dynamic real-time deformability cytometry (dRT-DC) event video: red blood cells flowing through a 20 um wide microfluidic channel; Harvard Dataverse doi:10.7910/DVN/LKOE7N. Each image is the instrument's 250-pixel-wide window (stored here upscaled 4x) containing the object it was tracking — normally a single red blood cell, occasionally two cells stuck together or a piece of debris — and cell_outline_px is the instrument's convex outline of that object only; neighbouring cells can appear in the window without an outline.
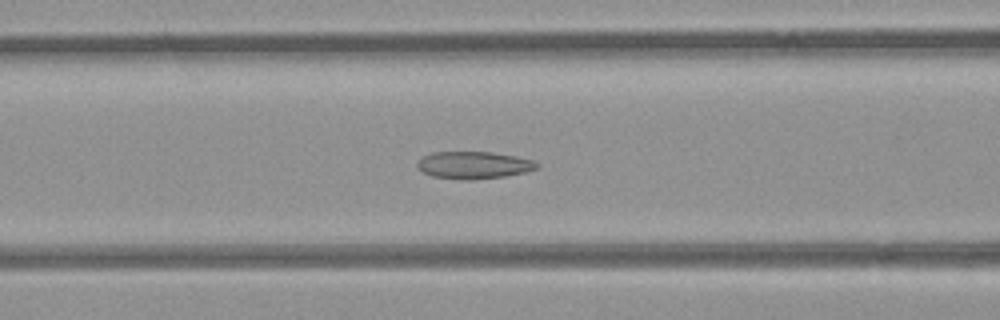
{"species": "common noctule bat (a hibernating species)", "species_latin": "Nyctalus noctula", "temperature_condition": "room temperature", "stored_images_in_passage": 40, "camera_frame_rate_fps": 3000, "um_per_image_px": 0.085, "animal": {"sex": "female", "body_mass_g": 21.9}, "frame": {"image": 1, "passage_image": 9, "time_ms": 2.667, "image_size_px": [1000, 320], "cell_outline_px": [[540, 164], [536, 168], [524, 172], [504, 176], [472, 180], [460, 180], [432, 176], [416, 168], [416, 164], [424, 156], [432, 152], [492, 152], [516, 156], [532, 160]], "centroid_in_image_um": [40.24, 14.03], "position_along_channel_um": 126.4, "area_um2": 18.96}}
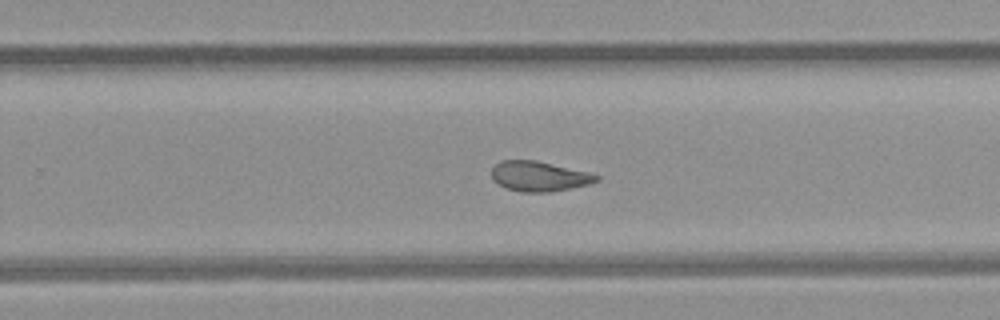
{"frame": {"image": 2, "passage_image": 21, "time_ms": 6.667, "image_size_px": [1000, 320], "cell_outline_px": [[600, 180], [588, 184], [572, 188], [552, 192], [520, 192], [508, 188], [492, 180], [492, 168], [500, 160], [536, 160], [592, 172], [600, 176]], "centroid_in_image_um": [45.87, 14.98], "position_along_channel_um": 283.9, "area_um2": 18.55}}
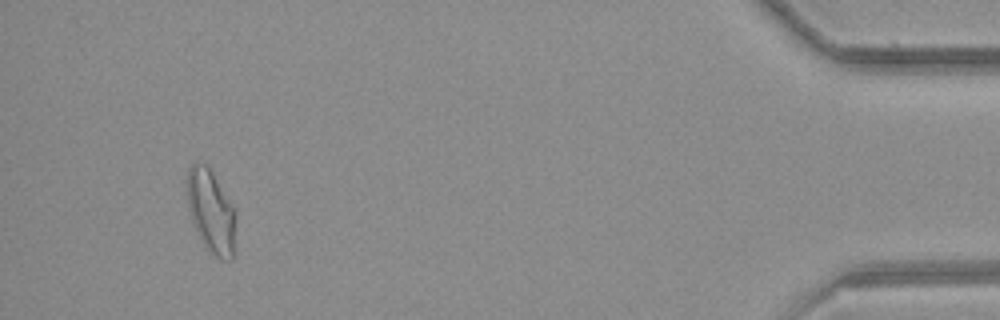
{"frame": {"image": 3, "passage_image": 37, "time_ms": 12.0, "image_size_px": [1000, 320], "cell_outline_px": [[232, 260], [220, 260], [212, 256], [204, 248], [192, 224], [188, 208], [184, 180], [188, 168], [196, 160], [208, 164], [232, 208]], "centroid_in_image_um": [17.8, 17.92], "position_along_channel_um": 417.4, "area_um2": 23.52}, "authors_computed_cell_mechanics": {"area_um2": 19.2185, "velocity_mm_per_s": 3.9502, "shape_relaxation_time_tau1_ms": null, "shape_relaxation_time_tau2_ms": 1.9205, "deformation_change_tau1": null, "deformation_change_tau2": 0.0894}}